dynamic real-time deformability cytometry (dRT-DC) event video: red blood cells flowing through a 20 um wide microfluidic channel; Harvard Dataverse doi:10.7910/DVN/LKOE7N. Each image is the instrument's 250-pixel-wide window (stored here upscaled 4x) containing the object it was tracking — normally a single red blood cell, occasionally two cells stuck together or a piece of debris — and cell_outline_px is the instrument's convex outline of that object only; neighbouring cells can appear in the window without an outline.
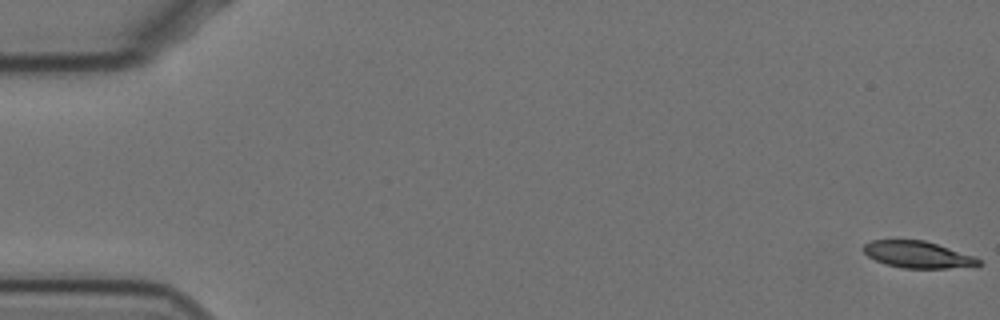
{"species": "Egyptian fruit bat (a non-hibernating species)", "species_latin": "Rousettus aegyptiacus", "temperature_condition": "cold", "stored_images_in_passage": 59, "camera_frame_rate_fps": 3000, "um_per_image_px": 0.085, "animal": {"sex": "female"}, "frame": {"image": 1, "passage_image": 1, "time_ms": 0.0, "image_size_px": [1000, 320], "cell_outline_px": [[984, 264], [976, 268], [904, 268], [884, 264], [868, 256], [864, 252], [864, 244], [872, 240], [924, 240], [972, 256], [980, 260]], "centroid_in_image_um": [78.06, 21.66], "position_along_channel_um": 6.9, "area_um2": 17.98}}
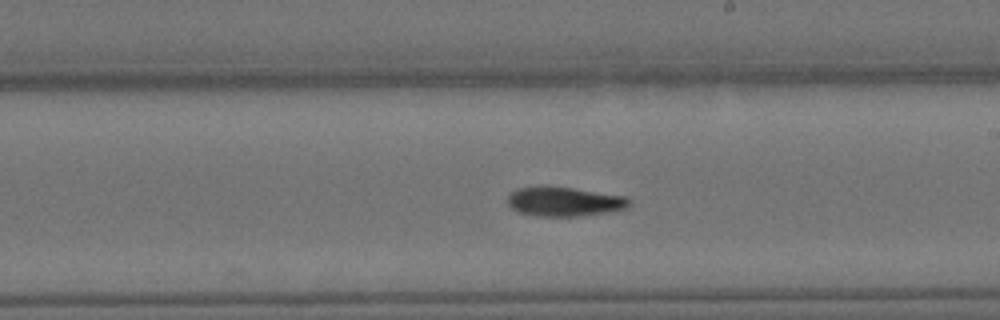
{"frame": {"image": 2, "passage_image": 34, "time_ms": 11.0, "image_size_px": [1000, 320], "cell_outline_px": [[632, 204], [616, 212], [580, 216], [536, 216], [520, 212], [512, 208], [508, 204], [508, 196], [516, 188], [544, 184], [548, 184], [624, 196], [632, 200]], "centroid_in_image_um": [47.98, 17.11], "position_along_channel_um": 241.0, "area_um2": 21.39}}
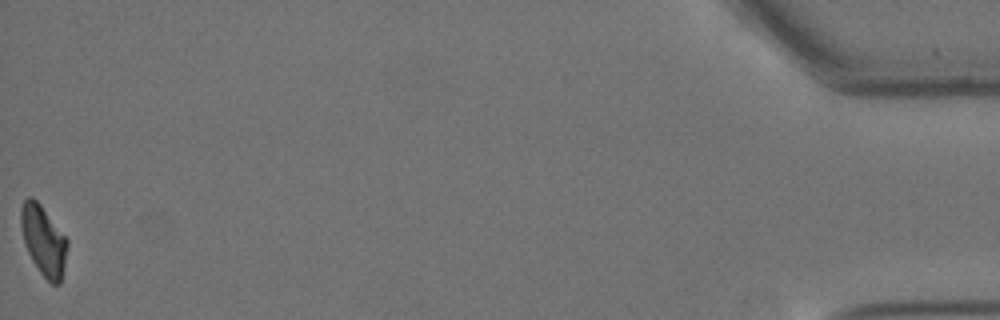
{"frame": {"image": 3, "passage_image": 59, "time_ms": 19.333, "image_size_px": [1000, 320], "cell_outline_px": [[68, 244], [60, 284], [52, 284], [40, 272], [32, 260], [28, 252], [24, 240], [20, 224], [20, 208], [24, 200], [28, 196], [32, 196], [40, 204], [68, 240]], "centroid_in_image_um": [3.68, 20.41], "position_along_channel_um": 431.5, "area_um2": 18.61}, "authors_computed_cell_mechanics": {"area_um2": 20.0566, "velocity_mm_per_s": 3.4697, "shape_relaxation_time_tau1_ms": 6.4446, "shape_relaxation_time_tau2_ms": null, "deformation_change_tau1": 0.1709, "deformation_change_tau2": null}}